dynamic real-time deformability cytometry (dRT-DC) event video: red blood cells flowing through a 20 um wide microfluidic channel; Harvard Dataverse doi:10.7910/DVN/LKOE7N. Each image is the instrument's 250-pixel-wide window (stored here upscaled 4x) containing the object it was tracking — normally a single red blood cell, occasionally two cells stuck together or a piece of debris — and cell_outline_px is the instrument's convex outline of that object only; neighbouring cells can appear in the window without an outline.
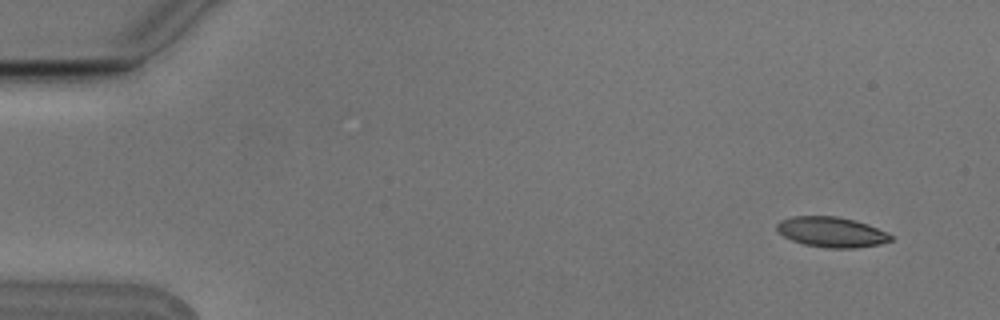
{"species": "Egyptian fruit bat (a non-hibernating species)", "species_latin": "Rousettus aegyptiacus", "temperature_condition": "cold", "stored_images_in_passage": 7, "camera_frame_rate_fps": 3000, "um_per_image_px": 0.085, "animal": {"sex": "male"}, "frame": {"image": 1, "passage_image": 1, "time_ms": 0.0, "image_size_px": [1000, 320], "cell_outline_px": [[892, 240], [880, 244], [856, 248], [828, 248], [804, 244], [792, 240], [784, 236], [776, 228], [776, 224], [780, 220], [792, 216], [836, 216], [856, 220], [868, 224], [892, 236]], "centroid_in_image_um": [70.66, 19.72], "position_along_channel_um": 14.3, "area_um2": 20.0}}
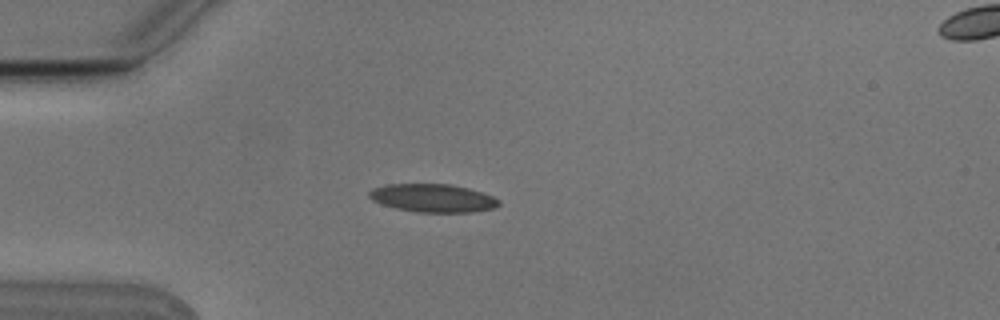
{"frame": {"image": 2, "passage_image": 4, "time_ms": 1.0, "image_size_px": [1000, 320], "cell_outline_px": [[500, 204], [492, 208], [472, 212], [416, 212], [396, 208], [380, 204], [372, 200], [368, 196], [368, 192], [372, 188], [388, 184], [452, 184], [468, 188], [492, 196], [500, 200]], "centroid_in_image_um": [36.75, 16.83], "position_along_channel_um": 48.2, "area_um2": 21.27}}